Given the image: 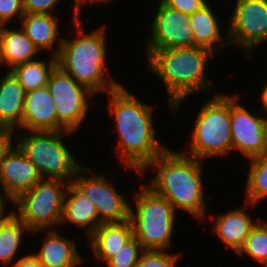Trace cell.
Masks as SVG:
<instances>
[{
    "label": "cell",
    "mask_w": 267,
    "mask_h": 267,
    "mask_svg": "<svg viewBox=\"0 0 267 267\" xmlns=\"http://www.w3.org/2000/svg\"><path fill=\"white\" fill-rule=\"evenodd\" d=\"M238 96H230L232 150H238L249 159L260 157L267 153V115L266 118L259 115L266 112L252 115L238 103Z\"/></svg>",
    "instance_id": "12"
},
{
    "label": "cell",
    "mask_w": 267,
    "mask_h": 267,
    "mask_svg": "<svg viewBox=\"0 0 267 267\" xmlns=\"http://www.w3.org/2000/svg\"><path fill=\"white\" fill-rule=\"evenodd\" d=\"M143 251L141 243L133 236L116 255L105 262L106 267H135Z\"/></svg>",
    "instance_id": "28"
},
{
    "label": "cell",
    "mask_w": 267,
    "mask_h": 267,
    "mask_svg": "<svg viewBox=\"0 0 267 267\" xmlns=\"http://www.w3.org/2000/svg\"><path fill=\"white\" fill-rule=\"evenodd\" d=\"M3 27H4V24H2V23L0 22V42H1V33H2V30H3Z\"/></svg>",
    "instance_id": "38"
},
{
    "label": "cell",
    "mask_w": 267,
    "mask_h": 267,
    "mask_svg": "<svg viewBox=\"0 0 267 267\" xmlns=\"http://www.w3.org/2000/svg\"><path fill=\"white\" fill-rule=\"evenodd\" d=\"M20 24L40 52L43 49L49 50V52L53 50V56H58L62 38L58 35L60 28L58 17L55 14H24ZM57 40L58 46L54 49L53 45L55 42L57 43Z\"/></svg>",
    "instance_id": "22"
},
{
    "label": "cell",
    "mask_w": 267,
    "mask_h": 267,
    "mask_svg": "<svg viewBox=\"0 0 267 267\" xmlns=\"http://www.w3.org/2000/svg\"><path fill=\"white\" fill-rule=\"evenodd\" d=\"M151 24L147 50L194 46L190 15L166 6L161 0Z\"/></svg>",
    "instance_id": "13"
},
{
    "label": "cell",
    "mask_w": 267,
    "mask_h": 267,
    "mask_svg": "<svg viewBox=\"0 0 267 267\" xmlns=\"http://www.w3.org/2000/svg\"><path fill=\"white\" fill-rule=\"evenodd\" d=\"M67 187L64 180L42 178L14 200L13 206L18 208L15 215L33 234L59 226Z\"/></svg>",
    "instance_id": "8"
},
{
    "label": "cell",
    "mask_w": 267,
    "mask_h": 267,
    "mask_svg": "<svg viewBox=\"0 0 267 267\" xmlns=\"http://www.w3.org/2000/svg\"><path fill=\"white\" fill-rule=\"evenodd\" d=\"M2 193L0 192V224L5 222L14 213V211H10L9 213L5 215V210H4L5 209L4 207H6L4 206L6 204L5 202L9 201L10 203L14 204V200L9 195H7L5 192H2Z\"/></svg>",
    "instance_id": "35"
},
{
    "label": "cell",
    "mask_w": 267,
    "mask_h": 267,
    "mask_svg": "<svg viewBox=\"0 0 267 267\" xmlns=\"http://www.w3.org/2000/svg\"><path fill=\"white\" fill-rule=\"evenodd\" d=\"M263 222L260 220L253 226L244 245L236 255L243 256L245 253L267 267V222Z\"/></svg>",
    "instance_id": "27"
},
{
    "label": "cell",
    "mask_w": 267,
    "mask_h": 267,
    "mask_svg": "<svg viewBox=\"0 0 267 267\" xmlns=\"http://www.w3.org/2000/svg\"><path fill=\"white\" fill-rule=\"evenodd\" d=\"M146 53L147 65L164 84L173 113L179 111L180 104L191 93L209 91L212 87L205 75L208 62L214 57L212 50L192 46L146 50Z\"/></svg>",
    "instance_id": "3"
},
{
    "label": "cell",
    "mask_w": 267,
    "mask_h": 267,
    "mask_svg": "<svg viewBox=\"0 0 267 267\" xmlns=\"http://www.w3.org/2000/svg\"><path fill=\"white\" fill-rule=\"evenodd\" d=\"M166 6L191 15L207 4V0H161Z\"/></svg>",
    "instance_id": "32"
},
{
    "label": "cell",
    "mask_w": 267,
    "mask_h": 267,
    "mask_svg": "<svg viewBox=\"0 0 267 267\" xmlns=\"http://www.w3.org/2000/svg\"><path fill=\"white\" fill-rule=\"evenodd\" d=\"M262 109L267 113V82L264 84L263 91L261 93Z\"/></svg>",
    "instance_id": "37"
},
{
    "label": "cell",
    "mask_w": 267,
    "mask_h": 267,
    "mask_svg": "<svg viewBox=\"0 0 267 267\" xmlns=\"http://www.w3.org/2000/svg\"><path fill=\"white\" fill-rule=\"evenodd\" d=\"M249 174L245 186V206H256L267 198V153L249 160Z\"/></svg>",
    "instance_id": "26"
},
{
    "label": "cell",
    "mask_w": 267,
    "mask_h": 267,
    "mask_svg": "<svg viewBox=\"0 0 267 267\" xmlns=\"http://www.w3.org/2000/svg\"><path fill=\"white\" fill-rule=\"evenodd\" d=\"M238 207L235 210L218 214L212 231L224 245L236 254L242 248L251 229L257 223L245 209Z\"/></svg>",
    "instance_id": "16"
},
{
    "label": "cell",
    "mask_w": 267,
    "mask_h": 267,
    "mask_svg": "<svg viewBox=\"0 0 267 267\" xmlns=\"http://www.w3.org/2000/svg\"><path fill=\"white\" fill-rule=\"evenodd\" d=\"M210 98L197 113L190 148L184 153L202 161L232 151L230 96L216 93Z\"/></svg>",
    "instance_id": "6"
},
{
    "label": "cell",
    "mask_w": 267,
    "mask_h": 267,
    "mask_svg": "<svg viewBox=\"0 0 267 267\" xmlns=\"http://www.w3.org/2000/svg\"><path fill=\"white\" fill-rule=\"evenodd\" d=\"M219 17L215 16L210 3L190 15V24L194 37V46H202L215 54L223 47L230 46L228 36L221 37Z\"/></svg>",
    "instance_id": "23"
},
{
    "label": "cell",
    "mask_w": 267,
    "mask_h": 267,
    "mask_svg": "<svg viewBox=\"0 0 267 267\" xmlns=\"http://www.w3.org/2000/svg\"><path fill=\"white\" fill-rule=\"evenodd\" d=\"M82 174H92L85 177ZM71 183L83 193L96 207L102 223L123 222L129 219L130 203L116 190L104 175L81 166Z\"/></svg>",
    "instance_id": "11"
},
{
    "label": "cell",
    "mask_w": 267,
    "mask_h": 267,
    "mask_svg": "<svg viewBox=\"0 0 267 267\" xmlns=\"http://www.w3.org/2000/svg\"><path fill=\"white\" fill-rule=\"evenodd\" d=\"M73 9L74 13L70 24L77 32V37L73 40L62 38L57 66L95 95L102 91L108 93L122 83H117L112 78L108 80L104 73L107 69L105 66L107 57L106 25L91 31L90 34H85L79 18L81 8L78 4H74Z\"/></svg>",
    "instance_id": "4"
},
{
    "label": "cell",
    "mask_w": 267,
    "mask_h": 267,
    "mask_svg": "<svg viewBox=\"0 0 267 267\" xmlns=\"http://www.w3.org/2000/svg\"><path fill=\"white\" fill-rule=\"evenodd\" d=\"M77 1V4L80 6V8H82L83 6L82 5H90V4H94V3H109L111 2L112 0H76Z\"/></svg>",
    "instance_id": "36"
},
{
    "label": "cell",
    "mask_w": 267,
    "mask_h": 267,
    "mask_svg": "<svg viewBox=\"0 0 267 267\" xmlns=\"http://www.w3.org/2000/svg\"><path fill=\"white\" fill-rule=\"evenodd\" d=\"M202 162L184 152L166 148L145 167L141 175L149 168L157 170L148 187L167 199L175 211L178 208L198 220H204L207 205L202 189Z\"/></svg>",
    "instance_id": "2"
},
{
    "label": "cell",
    "mask_w": 267,
    "mask_h": 267,
    "mask_svg": "<svg viewBox=\"0 0 267 267\" xmlns=\"http://www.w3.org/2000/svg\"><path fill=\"white\" fill-rule=\"evenodd\" d=\"M107 104L116 121L117 152L128 168L141 173L167 147L155 138L153 106L147 105L120 85L108 92Z\"/></svg>",
    "instance_id": "1"
},
{
    "label": "cell",
    "mask_w": 267,
    "mask_h": 267,
    "mask_svg": "<svg viewBox=\"0 0 267 267\" xmlns=\"http://www.w3.org/2000/svg\"><path fill=\"white\" fill-rule=\"evenodd\" d=\"M21 129L28 131L67 130L58 120L53 98L46 86L25 93Z\"/></svg>",
    "instance_id": "15"
},
{
    "label": "cell",
    "mask_w": 267,
    "mask_h": 267,
    "mask_svg": "<svg viewBox=\"0 0 267 267\" xmlns=\"http://www.w3.org/2000/svg\"><path fill=\"white\" fill-rule=\"evenodd\" d=\"M20 134L16 144L36 166L41 178L71 182L82 166L62 141L72 131H27Z\"/></svg>",
    "instance_id": "7"
},
{
    "label": "cell",
    "mask_w": 267,
    "mask_h": 267,
    "mask_svg": "<svg viewBox=\"0 0 267 267\" xmlns=\"http://www.w3.org/2000/svg\"><path fill=\"white\" fill-rule=\"evenodd\" d=\"M25 93L24 88L10 71L1 76L0 130L13 132L21 125Z\"/></svg>",
    "instance_id": "19"
},
{
    "label": "cell",
    "mask_w": 267,
    "mask_h": 267,
    "mask_svg": "<svg viewBox=\"0 0 267 267\" xmlns=\"http://www.w3.org/2000/svg\"><path fill=\"white\" fill-rule=\"evenodd\" d=\"M47 87L53 98L57 120L68 130L77 132L89 108L88 100L94 96L59 66L51 72Z\"/></svg>",
    "instance_id": "9"
},
{
    "label": "cell",
    "mask_w": 267,
    "mask_h": 267,
    "mask_svg": "<svg viewBox=\"0 0 267 267\" xmlns=\"http://www.w3.org/2000/svg\"><path fill=\"white\" fill-rule=\"evenodd\" d=\"M13 132L9 130H0V166L4 154L13 144Z\"/></svg>",
    "instance_id": "33"
},
{
    "label": "cell",
    "mask_w": 267,
    "mask_h": 267,
    "mask_svg": "<svg viewBox=\"0 0 267 267\" xmlns=\"http://www.w3.org/2000/svg\"><path fill=\"white\" fill-rule=\"evenodd\" d=\"M67 222L78 228H86L88 237L102 224L95 205L71 182L68 183L65 193L60 225Z\"/></svg>",
    "instance_id": "18"
},
{
    "label": "cell",
    "mask_w": 267,
    "mask_h": 267,
    "mask_svg": "<svg viewBox=\"0 0 267 267\" xmlns=\"http://www.w3.org/2000/svg\"><path fill=\"white\" fill-rule=\"evenodd\" d=\"M179 256L165 250H144L135 267H175Z\"/></svg>",
    "instance_id": "29"
},
{
    "label": "cell",
    "mask_w": 267,
    "mask_h": 267,
    "mask_svg": "<svg viewBox=\"0 0 267 267\" xmlns=\"http://www.w3.org/2000/svg\"><path fill=\"white\" fill-rule=\"evenodd\" d=\"M25 232L31 233L15 213L0 224V263L6 266L15 263L12 260L19 251Z\"/></svg>",
    "instance_id": "25"
},
{
    "label": "cell",
    "mask_w": 267,
    "mask_h": 267,
    "mask_svg": "<svg viewBox=\"0 0 267 267\" xmlns=\"http://www.w3.org/2000/svg\"><path fill=\"white\" fill-rule=\"evenodd\" d=\"M141 187V192L134 194L136 209L130 205L133 235L144 250H167L171 248L176 211L167 199L148 185L142 184Z\"/></svg>",
    "instance_id": "5"
},
{
    "label": "cell",
    "mask_w": 267,
    "mask_h": 267,
    "mask_svg": "<svg viewBox=\"0 0 267 267\" xmlns=\"http://www.w3.org/2000/svg\"><path fill=\"white\" fill-rule=\"evenodd\" d=\"M56 66L57 57L52 55L48 62L35 59L15 66L10 72L24 88V91L28 92L46 86L49 76Z\"/></svg>",
    "instance_id": "24"
},
{
    "label": "cell",
    "mask_w": 267,
    "mask_h": 267,
    "mask_svg": "<svg viewBox=\"0 0 267 267\" xmlns=\"http://www.w3.org/2000/svg\"><path fill=\"white\" fill-rule=\"evenodd\" d=\"M133 236L132 222L128 219L123 222L100 224L88 241L95 258L106 262Z\"/></svg>",
    "instance_id": "17"
},
{
    "label": "cell",
    "mask_w": 267,
    "mask_h": 267,
    "mask_svg": "<svg viewBox=\"0 0 267 267\" xmlns=\"http://www.w3.org/2000/svg\"><path fill=\"white\" fill-rule=\"evenodd\" d=\"M46 236L39 252L34 254L46 267H76L82 263L75 241L53 229H48Z\"/></svg>",
    "instance_id": "20"
},
{
    "label": "cell",
    "mask_w": 267,
    "mask_h": 267,
    "mask_svg": "<svg viewBox=\"0 0 267 267\" xmlns=\"http://www.w3.org/2000/svg\"><path fill=\"white\" fill-rule=\"evenodd\" d=\"M60 0H23L25 14H50Z\"/></svg>",
    "instance_id": "31"
},
{
    "label": "cell",
    "mask_w": 267,
    "mask_h": 267,
    "mask_svg": "<svg viewBox=\"0 0 267 267\" xmlns=\"http://www.w3.org/2000/svg\"><path fill=\"white\" fill-rule=\"evenodd\" d=\"M41 179L36 166L16 144L12 145L4 154L0 166L2 191L15 200L21 193L33 188Z\"/></svg>",
    "instance_id": "14"
},
{
    "label": "cell",
    "mask_w": 267,
    "mask_h": 267,
    "mask_svg": "<svg viewBox=\"0 0 267 267\" xmlns=\"http://www.w3.org/2000/svg\"><path fill=\"white\" fill-rule=\"evenodd\" d=\"M4 25L0 42V65L8 66L10 71L15 66L37 59L40 50L20 27L11 29Z\"/></svg>",
    "instance_id": "21"
},
{
    "label": "cell",
    "mask_w": 267,
    "mask_h": 267,
    "mask_svg": "<svg viewBox=\"0 0 267 267\" xmlns=\"http://www.w3.org/2000/svg\"><path fill=\"white\" fill-rule=\"evenodd\" d=\"M23 0H0V22L9 24L14 17L24 16Z\"/></svg>",
    "instance_id": "30"
},
{
    "label": "cell",
    "mask_w": 267,
    "mask_h": 267,
    "mask_svg": "<svg viewBox=\"0 0 267 267\" xmlns=\"http://www.w3.org/2000/svg\"><path fill=\"white\" fill-rule=\"evenodd\" d=\"M13 267H46L41 261H39L34 253L20 257L13 265Z\"/></svg>",
    "instance_id": "34"
},
{
    "label": "cell",
    "mask_w": 267,
    "mask_h": 267,
    "mask_svg": "<svg viewBox=\"0 0 267 267\" xmlns=\"http://www.w3.org/2000/svg\"><path fill=\"white\" fill-rule=\"evenodd\" d=\"M229 18V44L243 49L245 55L267 41V0H237Z\"/></svg>",
    "instance_id": "10"
}]
</instances>
